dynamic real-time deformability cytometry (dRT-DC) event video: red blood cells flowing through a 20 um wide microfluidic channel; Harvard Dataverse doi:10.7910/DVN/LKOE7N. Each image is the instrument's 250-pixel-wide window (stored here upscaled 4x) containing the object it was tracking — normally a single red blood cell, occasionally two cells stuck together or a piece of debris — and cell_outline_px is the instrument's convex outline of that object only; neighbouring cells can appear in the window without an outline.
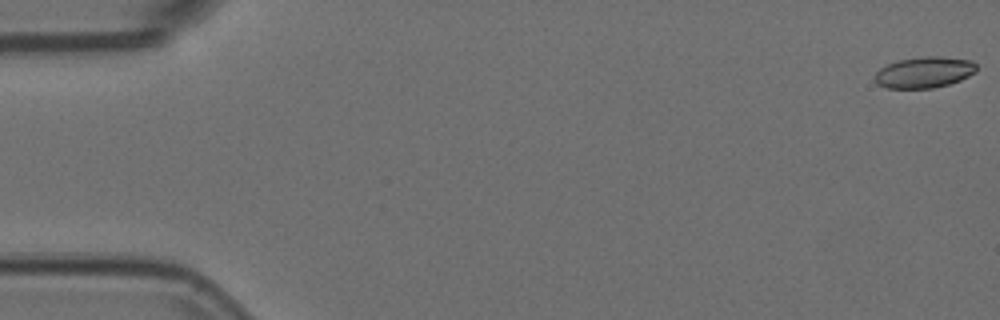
{"species": "Egyptian fruit bat (a non-hibernating species)", "species_latin": "Rousettus aegyptiacus", "temperature_condition": "room temperature", "stored_images_in_passage": 55, "camera_frame_rate_fps": 3000, "um_per_image_px": 0.085, "animal": {"sex": "female"}, "frame": {"image": 1, "passage_image": 1, "time_ms": 0.0, "image_size_px": [1000, 320], "cell_outline_px": [[976, 72], [960, 80], [948, 84], [932, 88], [884, 88], [876, 84], [876, 72], [880, 68], [896, 60], [924, 56], [936, 56], [972, 60], [976, 64]], "centroid_in_image_um": [78.55, 6.14], "position_along_channel_um": 6.4, "area_um2": 18.44}}
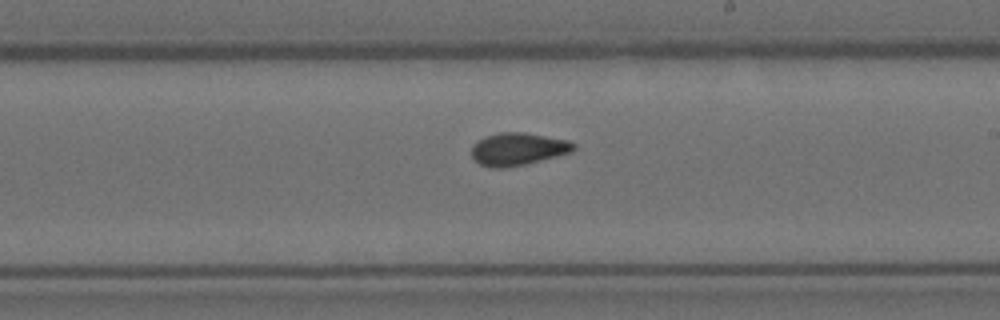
{"frame": {"image": 2, "passage_image": 32, "time_ms": 10.333, "image_size_px": [1000, 320], "cell_outline_px": [[576, 148], [572, 152], [524, 164], [504, 168], [492, 168], [480, 164], [472, 156], [472, 144], [476, 140], [500, 132], [524, 132], [568, 140], [576, 144]], "centroid_in_image_um": [44.02, 12.66], "position_along_channel_um": 245.0, "area_um2": 19.31}}
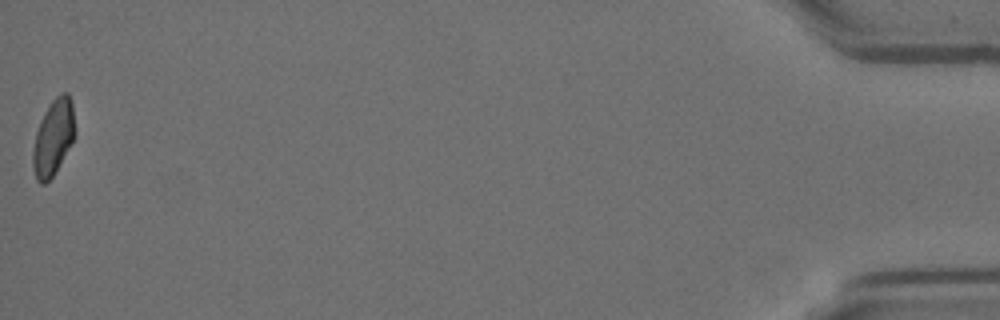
{"frame": {"image": 3, "passage_image": 55, "time_ms": 18.0, "image_size_px": [1000, 320], "cell_outline_px": [[76, 136], [52, 176], [44, 184], [40, 184], [36, 180], [32, 164], [32, 152], [36, 132], [44, 112], [52, 100], [60, 92], [68, 92], [72, 104], [76, 132]], "centroid_in_image_um": [4.53, 11.66], "position_along_channel_um": 430.7, "area_um2": 18.61}, "authors_computed_cell_mechanics": {"area_um2": 18.8428, "velocity_mm_per_s": 3.7273, "shape_relaxation_time_tau1_ms": null, "shape_relaxation_time_tau2_ms": 1.5975, "deformation_change_tau1": null, "deformation_change_tau2": 0.0573}}